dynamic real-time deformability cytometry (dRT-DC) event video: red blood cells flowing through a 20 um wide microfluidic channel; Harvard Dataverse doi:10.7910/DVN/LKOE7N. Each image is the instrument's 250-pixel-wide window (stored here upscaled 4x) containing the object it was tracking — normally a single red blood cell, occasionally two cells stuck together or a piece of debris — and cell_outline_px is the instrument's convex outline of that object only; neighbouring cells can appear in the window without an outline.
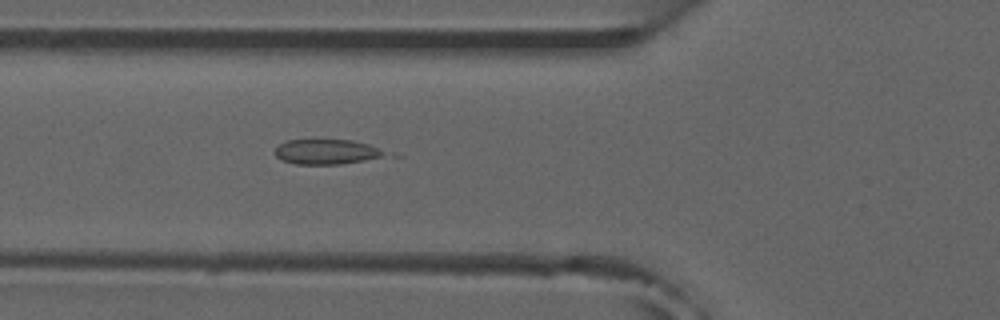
{"species": "common noctule bat (a hibernating species)", "species_latin": "Nyctalus noctula", "temperature_condition": "room temperature", "stored_images_in_passage": 45, "camera_frame_rate_fps": 3000, "um_per_image_px": 0.085, "animal": {"sex": "male", "forearm_length_mm": 52.5}, "frame": {"image": 1, "passage_image": 12, "time_ms": 3.667, "image_size_px": [1000, 320], "cell_outline_px": [[384, 152], [380, 156], [364, 160], [340, 164], [296, 164], [280, 160], [276, 156], [276, 148], [280, 144], [288, 140], [352, 140], [368, 144]], "centroid_in_image_um": [27.66, 12.9], "position_along_channel_um": 98.1, "area_um2": 15.55}}